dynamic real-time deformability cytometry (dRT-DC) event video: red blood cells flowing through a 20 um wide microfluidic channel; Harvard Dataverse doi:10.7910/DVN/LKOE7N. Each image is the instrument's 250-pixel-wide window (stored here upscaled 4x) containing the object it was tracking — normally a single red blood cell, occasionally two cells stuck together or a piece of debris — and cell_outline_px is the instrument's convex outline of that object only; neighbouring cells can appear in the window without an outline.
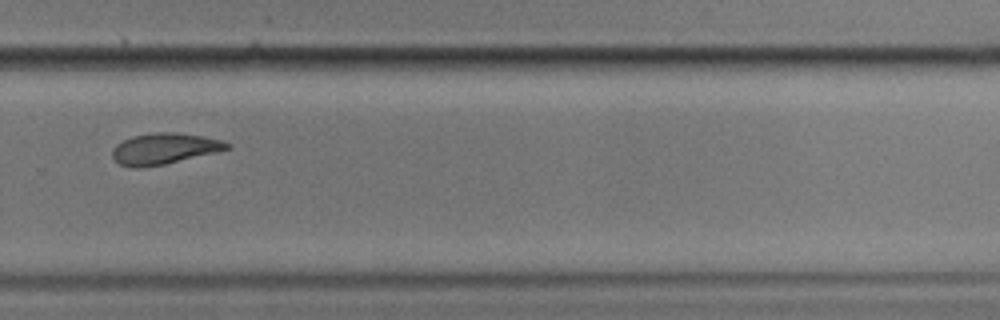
{"species": "common noctule bat (a hibernating species)", "species_latin": "Nyctalus noctula", "temperature_condition": "cold", "stored_images_in_passage": 12, "camera_frame_rate_fps": 3000, "um_per_image_px": 0.085, "animal": {"sex": "male", "body_mass_g": 17.9}, "frame": {"image": 1, "passage_image": 7, "time_ms": 8.333, "image_size_px": [1000, 320], "cell_outline_px": [[232, 148], [216, 152], [164, 164], [140, 168], [132, 168], [120, 164], [112, 156], [112, 148], [116, 144], [132, 136], [156, 132], [176, 132], [204, 136], [220, 140], [232, 144]], "centroid_in_image_um": [13.96, 12.63], "position_along_channel_um": 315.8, "area_um2": 20.75}, "authors_computed_cell_mechanics": {"area_um2": 20.9236, "velocity_mm_per_s": 3.4402, "shape_relaxation_time_tau1_ms": null, "shape_relaxation_time_tau2_ms": 3.4006, "deformation_change_tau1": null, "deformation_change_tau2": 0.0675}}